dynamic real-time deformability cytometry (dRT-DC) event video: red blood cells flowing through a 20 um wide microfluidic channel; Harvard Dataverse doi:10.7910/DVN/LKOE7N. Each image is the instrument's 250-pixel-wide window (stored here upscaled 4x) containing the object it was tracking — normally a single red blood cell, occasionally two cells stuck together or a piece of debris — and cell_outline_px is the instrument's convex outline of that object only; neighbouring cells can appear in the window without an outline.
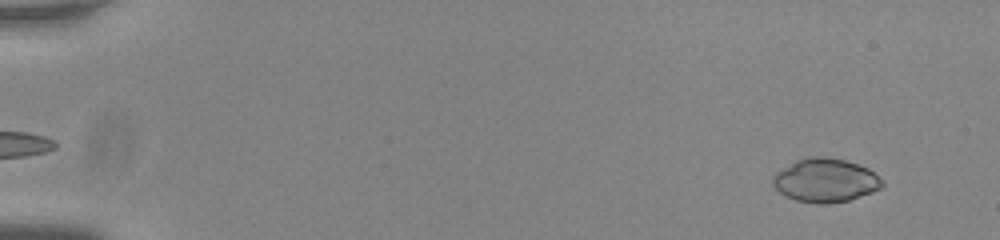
{"species": "common noctule bat (a hibernating species)", "species_latin": "Nyctalus noctula", "temperature_condition": "room temperature", "stored_images_in_passage": 55, "camera_frame_rate_fps": 3000, "um_per_image_px": 0.085, "animal": {"sex": "male", "body_mass_g": 20.0, "forearm_length_mm": 53.3}, "frame": {"image": 1, "passage_image": 4, "time_ms": 1.0, "image_size_px": [1000, 240], "cell_outline_px": [[884, 188], [848, 200], [828, 204], [816, 204], [796, 200], [784, 196], [772, 184], [772, 176], [776, 172], [796, 160], [808, 156], [824, 156], [844, 160], [868, 168], [884, 184]], "centroid_in_image_um": [70.12, 15.33], "position_along_channel_um": 14.9, "area_um2": 27.8}}
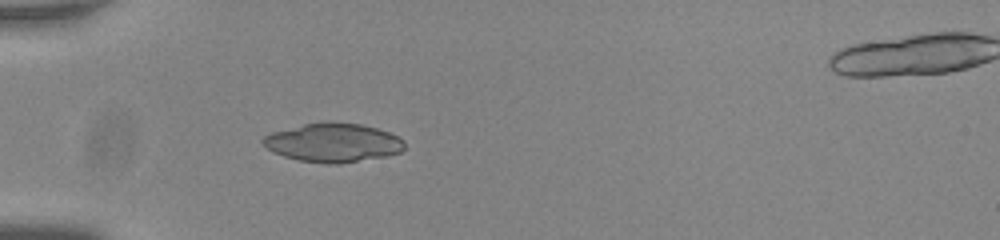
{"frame": {"image": 2, "passage_image": 18, "time_ms": 5.667, "image_size_px": [1000, 240], "cell_outline_px": [[404, 148], [400, 152], [384, 156], [336, 164], [328, 164], [300, 160], [284, 156], [272, 152], [260, 144], [260, 140], [264, 136], [272, 132], [304, 124], [360, 124], [376, 128], [388, 132], [404, 140]], "centroid_in_image_um": [28.26, 12.15], "position_along_channel_um": 56.7, "area_um2": 31.27}}
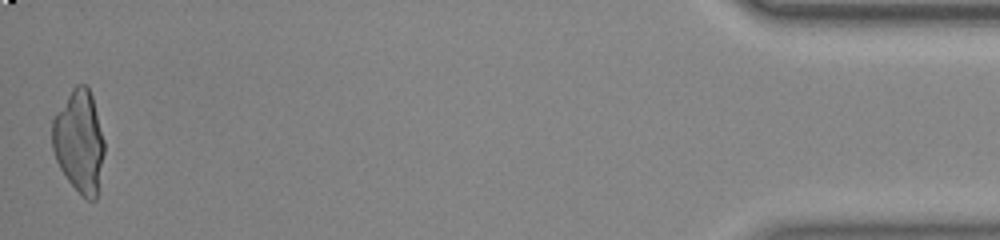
{"frame": {"image": 3, "passage_image": 55, "time_ms": 18.0, "image_size_px": [1000, 240], "cell_outline_px": [[104, 152], [96, 200], [88, 200], [80, 196], [68, 180], [60, 168], [56, 160], [52, 148], [52, 120], [56, 112], [72, 88], [76, 84], [84, 84], [88, 88], [92, 96], [104, 140]], "centroid_in_image_um": [6.72, 12.04], "position_along_channel_um": 428.5, "area_um2": 31.1}}